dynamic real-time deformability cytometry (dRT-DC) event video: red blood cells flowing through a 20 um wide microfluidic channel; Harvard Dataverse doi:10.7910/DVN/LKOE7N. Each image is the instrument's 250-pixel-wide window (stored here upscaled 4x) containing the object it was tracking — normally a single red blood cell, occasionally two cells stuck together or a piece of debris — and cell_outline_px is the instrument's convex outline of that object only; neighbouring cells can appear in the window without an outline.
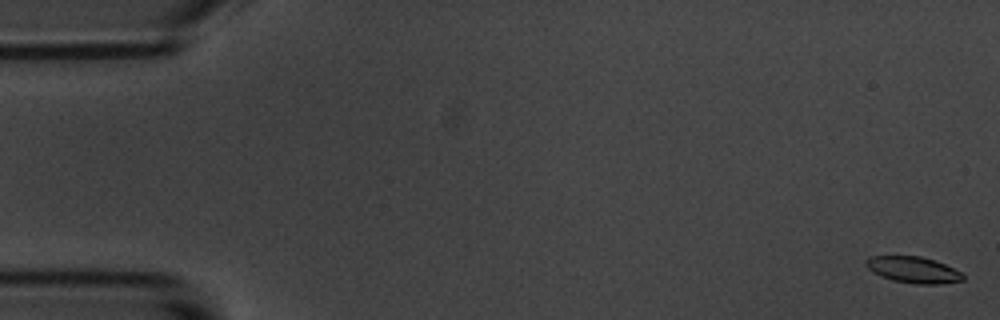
{"species": "common noctule bat (a hibernating species)", "species_latin": "Nyctalus noctula", "temperature_condition": "room temperature", "stored_images_in_passage": 57, "camera_frame_rate_fps": 3000, "um_per_image_px": 0.085, "animal": {"sex": "male", "body_mass_g": 20.1, "forearm_length_mm": 53.5}, "frame": {"image": 1, "passage_image": 1, "time_ms": 0.0, "image_size_px": [1000, 320], "cell_outline_px": [[964, 280], [940, 284], [916, 284], [892, 280], [880, 276], [868, 268], [864, 264], [864, 260], [868, 256], [920, 256], [944, 264], [960, 272], [964, 276]], "centroid_in_image_um": [77.58, 22.93], "position_along_channel_um": 7.4, "area_um2": 14.8}}
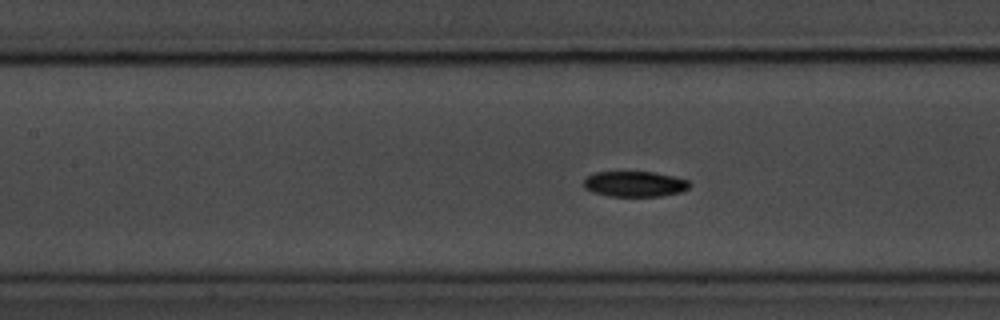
{"frame": {"image": 2, "passage_image": 25, "time_ms": 8.0, "image_size_px": [1000, 320], "cell_outline_px": [[692, 184], [688, 188], [680, 192], [660, 196], [612, 196], [592, 192], [584, 188], [584, 176], [596, 172], [656, 172], [688, 180]], "centroid_in_image_um": [53.93, 15.63], "position_along_channel_um": 153.5, "area_um2": 15.78}}
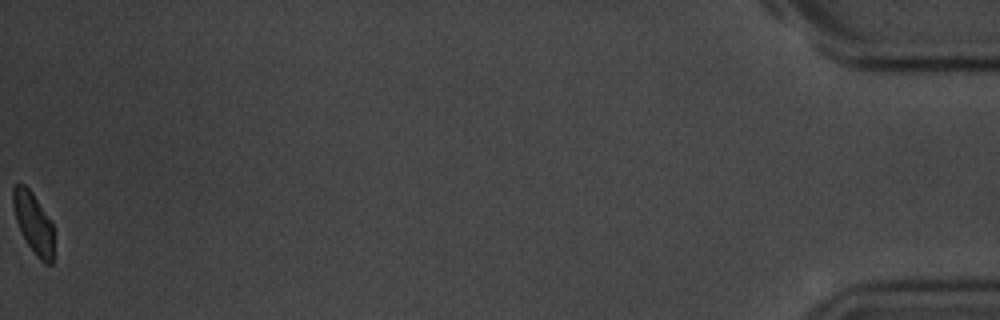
{"frame": {"image": 3, "passage_image": 57, "time_ms": 18.667, "image_size_px": [1000, 320], "cell_outline_px": [[52, 264], [44, 264], [36, 256], [20, 232], [16, 220], [12, 204], [12, 188], [16, 184], [24, 184], [32, 192], [52, 224]], "centroid_in_image_um": [2.8, 18.94], "position_along_channel_um": 432.4, "area_um2": 14.22}, "authors_computed_cell_mechanics": {"area_um2": 15.6638, "velocity_mm_per_s": 3.5583, "shape_relaxation_time_tau1_ms": 2.215, "shape_relaxation_time_tau2_ms": null, "deformation_change_tau1": 0.1259, "deformation_change_tau2": null}}